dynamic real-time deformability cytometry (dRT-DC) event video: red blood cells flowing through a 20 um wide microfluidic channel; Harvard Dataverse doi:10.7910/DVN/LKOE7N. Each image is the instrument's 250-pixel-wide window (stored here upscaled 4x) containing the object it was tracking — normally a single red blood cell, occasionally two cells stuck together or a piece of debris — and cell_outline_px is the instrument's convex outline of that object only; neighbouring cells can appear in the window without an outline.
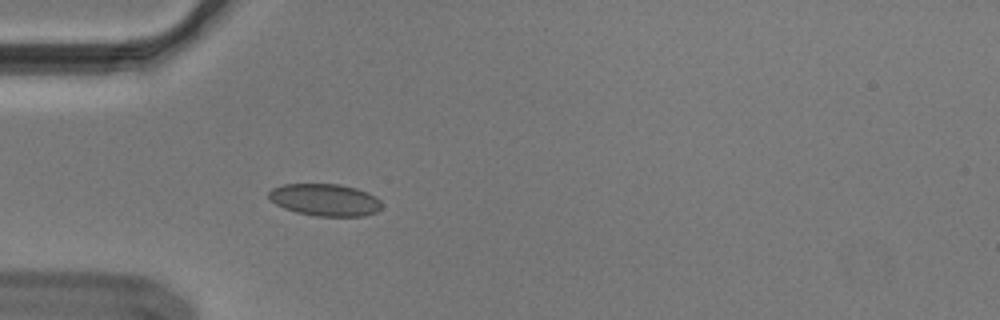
{"species": "Egyptian fruit bat (a non-hibernating species)", "species_latin": "Rousettus aegyptiacus", "temperature_condition": "cold", "stored_images_in_passage": 39, "camera_frame_rate_fps": 3000, "um_per_image_px": 0.085, "animal": {"sex": "male"}, "frame": {"image": 1, "passage_image": 1, "time_ms": 0.0, "image_size_px": [1000, 320], "cell_outline_px": [[380, 208], [376, 212], [364, 216], [316, 216], [296, 212], [284, 208], [276, 204], [268, 196], [268, 192], [272, 188], [284, 184], [340, 184], [356, 188], [368, 192], [376, 196], [380, 200]], "centroid_in_image_um": [27.63, 16.98], "position_along_channel_um": 57.4, "area_um2": 21.15}}
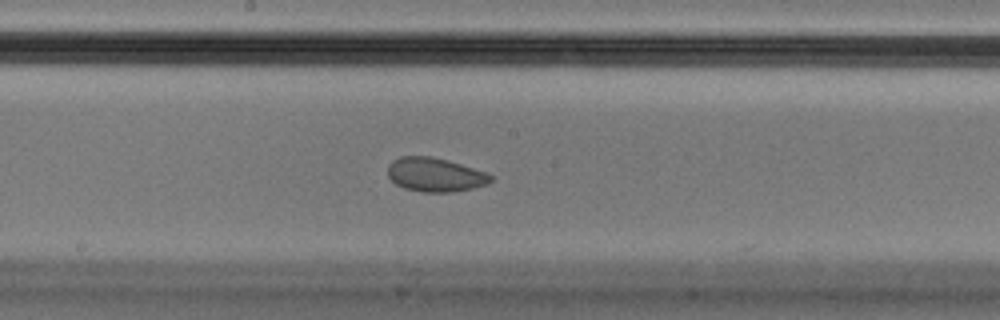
{"frame": {"image": 2, "passage_image": 14, "time_ms": 4.333, "image_size_px": [1000, 320], "cell_outline_px": [[492, 180], [488, 184], [472, 188], [452, 192], [420, 192], [404, 188], [396, 184], [388, 176], [388, 164], [392, 160], [400, 156], [428, 156], [448, 160], [484, 172], [492, 176]], "centroid_in_image_um": [36.94, 14.85], "position_along_channel_um": 211.3, "area_um2": 20.29}}
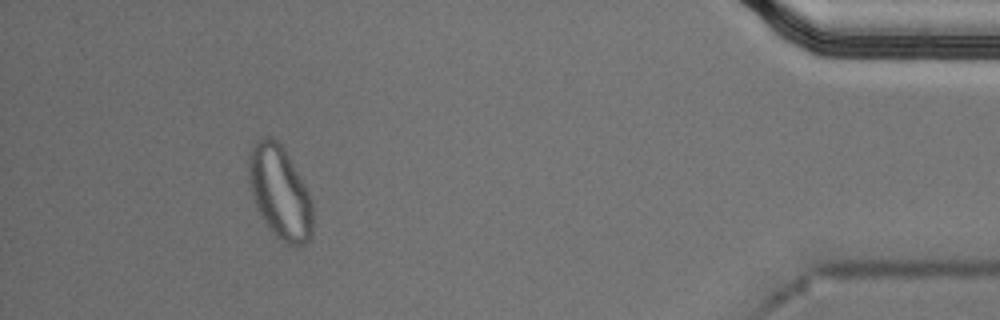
{"frame": {"image": 3, "passage_image": 35, "time_ms": 11.333, "image_size_px": [1000, 320], "cell_outline_px": [[312, 232], [308, 240], [300, 248], [284, 244], [276, 236], [260, 216], [256, 208], [248, 180], [248, 152], [256, 140], [264, 136], [272, 136], [284, 148], [304, 184], [308, 192], [312, 204]], "centroid_in_image_um": [23.76, 16.36], "position_along_channel_um": 411.4, "area_um2": 34.97}}